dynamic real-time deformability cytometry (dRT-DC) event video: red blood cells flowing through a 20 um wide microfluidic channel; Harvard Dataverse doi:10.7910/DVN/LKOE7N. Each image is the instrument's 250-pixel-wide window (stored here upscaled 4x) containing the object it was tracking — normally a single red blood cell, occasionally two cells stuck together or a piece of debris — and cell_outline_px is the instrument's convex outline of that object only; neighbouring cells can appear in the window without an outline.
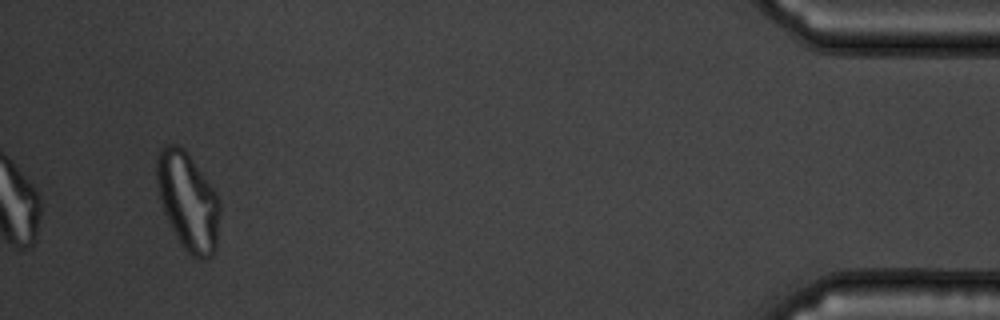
{"species": "common noctule bat (a hibernating species)", "species_latin": "Nyctalus noctula", "temperature_condition": "warm", "stored_images_in_passage": 40, "camera_frame_rate_fps": 3000, "um_per_image_px": 0.085, "animal": {"sex": "male", "body_mass_g": 19.5, "forearm_length_mm": 54.6}, "frame": {"image": 1, "passage_image": 40, "time_ms": 13.0, "image_size_px": [1000, 320], "cell_outline_px": [[220, 212], [216, 252], [208, 260], [196, 260], [184, 248], [176, 236], [164, 212], [160, 200], [156, 184], [156, 156], [160, 148], [168, 144], [180, 144], [184, 148], [216, 192], [220, 200]], "centroid_in_image_um": [15.99, 17.12], "position_along_channel_um": 419.2, "area_um2": 36.47}}